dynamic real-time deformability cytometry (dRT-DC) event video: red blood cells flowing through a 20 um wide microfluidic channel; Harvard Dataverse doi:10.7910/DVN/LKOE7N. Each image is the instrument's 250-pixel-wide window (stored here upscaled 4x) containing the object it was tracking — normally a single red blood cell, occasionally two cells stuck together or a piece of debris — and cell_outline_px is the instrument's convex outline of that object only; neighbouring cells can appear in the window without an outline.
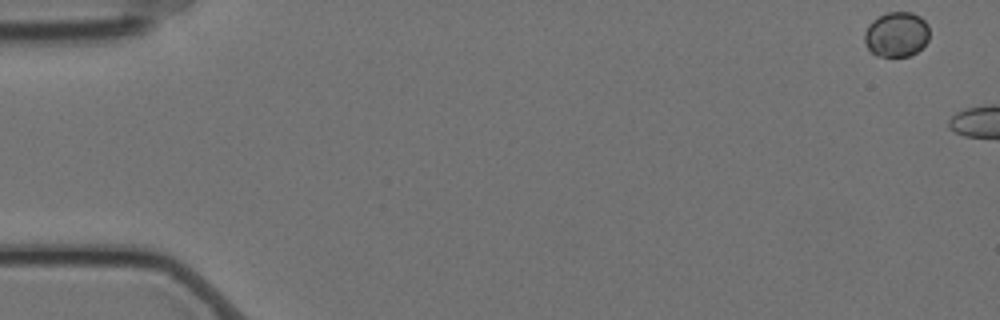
{"species": "Egyptian fruit bat (a non-hibernating species)", "species_latin": "Rousettus aegyptiacus", "temperature_condition": "cold", "stored_images_in_passage": 5, "camera_frame_rate_fps": 3000, "um_per_image_px": 0.085, "animal": {"sex": "female"}, "frame": {"image": 1, "passage_image": 1, "time_ms": 0.0, "image_size_px": [1000, 320], "cell_outline_px": [[928, 40], [916, 52], [908, 56], [876, 56], [864, 44], [864, 32], [868, 24], [872, 20], [888, 12], [912, 12], [920, 16], [928, 24]], "centroid_in_image_um": [76.18, 2.91], "position_along_channel_um": 8.8, "area_um2": 17.05}}